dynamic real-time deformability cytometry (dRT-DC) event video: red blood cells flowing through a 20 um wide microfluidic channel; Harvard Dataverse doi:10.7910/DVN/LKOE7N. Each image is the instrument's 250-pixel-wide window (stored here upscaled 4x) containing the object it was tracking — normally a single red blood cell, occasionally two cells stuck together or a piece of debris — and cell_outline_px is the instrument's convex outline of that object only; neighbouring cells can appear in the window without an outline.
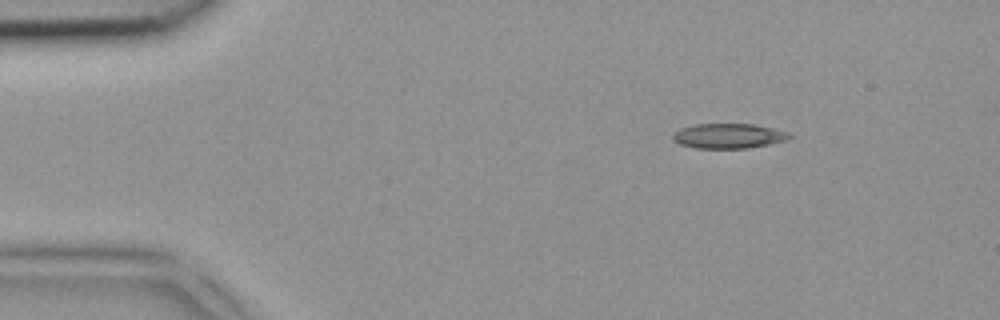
{"species": "common noctule bat (a hibernating species)", "species_latin": "Nyctalus noctula", "temperature_condition": "room temperature", "stored_images_in_passage": 3, "camera_frame_rate_fps": 3000, "um_per_image_px": 0.085, "animal": {"sex": "female", "body_mass_g": 18.4}, "frame": {"image": 1, "passage_image": 3, "time_ms": 0.667, "image_size_px": [1000, 320], "cell_outline_px": [[792, 136], [788, 140], [748, 148], [696, 148], [680, 144], [672, 140], [672, 136], [680, 128], [692, 124], [756, 124], [788, 132]], "centroid_in_image_um": [61.92, 11.55], "position_along_channel_um": 23.1, "area_um2": 16.94}}